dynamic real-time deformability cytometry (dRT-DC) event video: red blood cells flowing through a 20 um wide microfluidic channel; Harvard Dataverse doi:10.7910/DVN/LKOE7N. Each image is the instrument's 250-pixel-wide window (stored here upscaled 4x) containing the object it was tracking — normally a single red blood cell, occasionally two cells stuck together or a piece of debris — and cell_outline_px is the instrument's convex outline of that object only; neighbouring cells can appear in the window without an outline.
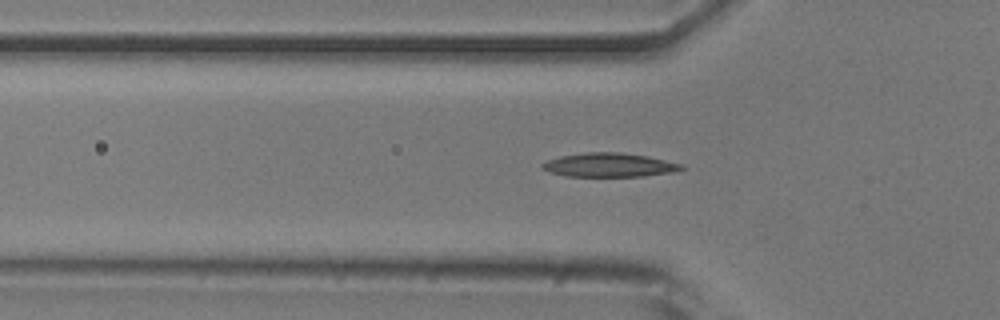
{"species": "common noctule bat (a hibernating species)", "species_latin": "Nyctalus noctula", "temperature_condition": "room temperature", "stored_images_in_passage": 53, "camera_frame_rate_fps": 3000, "um_per_image_px": 0.085, "animal": {"sex": "male", "body_mass_g": 20.5, "forearm_length_mm": 52.5}, "frame": {"image": 1, "passage_image": 17, "time_ms": 5.333, "image_size_px": [1000, 320], "cell_outline_px": [[684, 168], [676, 172], [644, 176], [564, 176], [552, 172], [544, 168], [540, 164], [548, 160], [560, 156], [588, 152], [620, 152], [648, 156], [680, 164]], "centroid_in_image_um": [51.8, 14.02], "position_along_channel_um": 74.0, "area_um2": 19.19}}
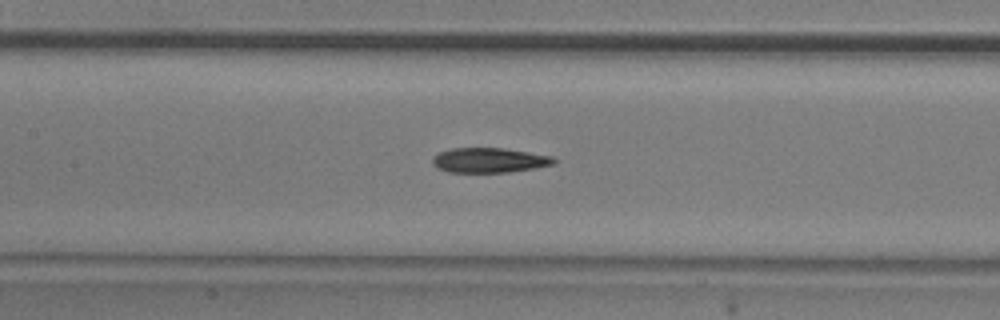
{"frame": {"image": 2, "passage_image": 24, "time_ms": 7.667, "image_size_px": [1000, 320], "cell_outline_px": [[556, 164], [536, 168], [508, 172], [448, 172], [436, 168], [432, 164], [432, 156], [436, 152], [452, 148], [504, 148], [552, 156], [556, 160]], "centroid_in_image_um": [41.55, 13.62], "position_along_channel_um": 165.9, "area_um2": 17.8}}
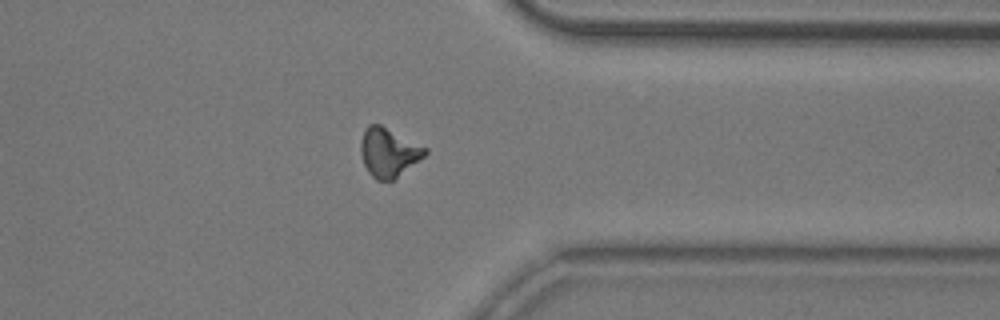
{"frame": {"image": 3, "passage_image": 41, "time_ms": 13.333, "image_size_px": [1000, 320], "cell_outline_px": [[428, 152], [424, 156], [392, 180], [376, 180], [368, 172], [364, 164], [360, 152], [360, 140], [364, 128], [368, 124], [380, 124], [428, 148]], "centroid_in_image_um": [33.0, 12.92], "position_along_channel_um": 378.4, "area_um2": 18.26}, "authors_computed_cell_mechanics": {"area_um2": 17.9758, "velocity_mm_per_s": 3.8781, "shape_relaxation_time_tau1_ms": 4.9337, "shape_relaxation_time_tau2_ms": 8.0541, "deformation_change_tau1": 0.1416, "deformation_change_tau2": 0.1577}}